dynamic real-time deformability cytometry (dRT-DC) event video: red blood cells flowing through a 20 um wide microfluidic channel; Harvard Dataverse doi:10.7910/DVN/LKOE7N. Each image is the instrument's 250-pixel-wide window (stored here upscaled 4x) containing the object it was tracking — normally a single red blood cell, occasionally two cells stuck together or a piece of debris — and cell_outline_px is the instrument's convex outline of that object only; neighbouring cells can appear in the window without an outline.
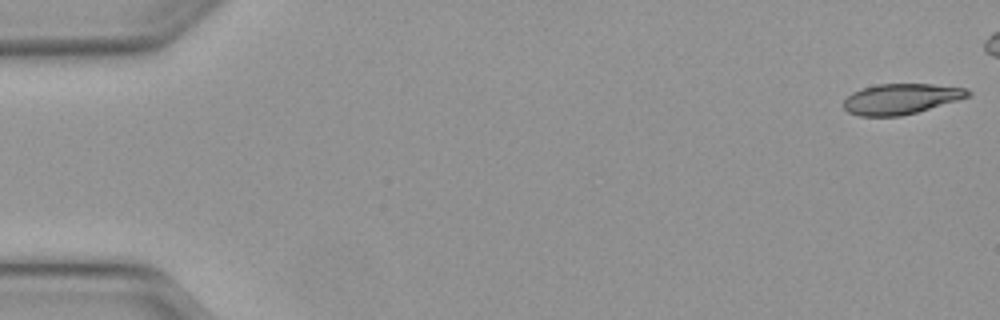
{"species": "Egyptian fruit bat (a non-hibernating species)", "species_latin": "Rousettus aegyptiacus", "temperature_condition": "warm", "stored_images_in_passage": 44, "camera_frame_rate_fps": 3000, "um_per_image_px": 0.085, "animal": {"sex": "female"}, "frame": {"image": 1, "passage_image": 1, "time_ms": 0.0, "image_size_px": [1000, 320], "cell_outline_px": [[972, 96], [960, 100], [916, 112], [900, 116], [860, 116], [848, 112], [844, 108], [844, 100], [852, 92], [860, 88], [876, 84], [932, 84], [964, 88], [972, 92]], "centroid_in_image_um": [76.6, 8.4], "position_along_channel_um": 8.4, "area_um2": 22.2}}
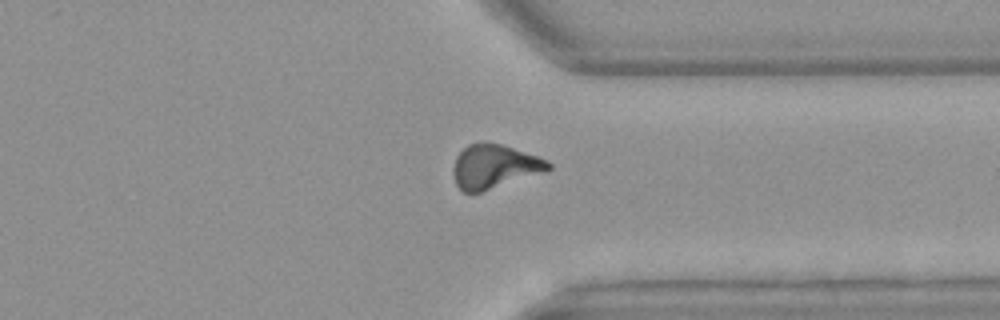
{"frame": {"image": 2, "passage_image": 38, "time_ms": 12.333, "image_size_px": [1000, 320], "cell_outline_px": [[552, 168], [544, 172], [480, 192], [464, 192], [456, 184], [452, 172], [452, 168], [456, 156], [468, 144], [484, 140], [500, 144], [548, 160], [552, 164]], "centroid_in_image_um": [41.99, 14.13], "position_along_channel_um": 369.4, "area_um2": 24.28}}
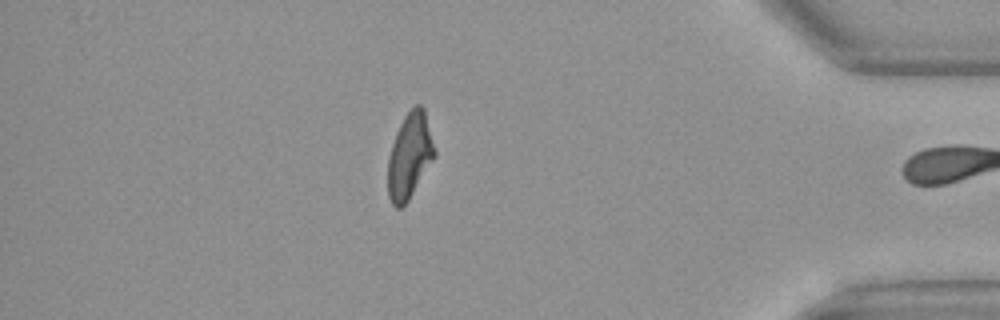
{"frame": {"image": 3, "passage_image": 43, "time_ms": 14.0, "image_size_px": [1000, 320], "cell_outline_px": [[436, 156], [408, 200], [400, 208], [396, 208], [392, 204], [388, 196], [388, 156], [396, 132], [404, 116], [416, 104], [420, 104], [424, 108], [436, 152]], "centroid_in_image_um": [34.82, 13.24], "position_along_channel_um": 400.4, "area_um2": 23.18}, "authors_computed_cell_mechanics": {"area_um2": 23.8425, "velocity_mm_per_s": 4.1293, "shape_relaxation_time_tau1_ms": 8.4692, "shape_relaxation_time_tau2_ms": 2.772, "deformation_change_tau1": 0.2459, "deformation_change_tau2": 0.1079}}